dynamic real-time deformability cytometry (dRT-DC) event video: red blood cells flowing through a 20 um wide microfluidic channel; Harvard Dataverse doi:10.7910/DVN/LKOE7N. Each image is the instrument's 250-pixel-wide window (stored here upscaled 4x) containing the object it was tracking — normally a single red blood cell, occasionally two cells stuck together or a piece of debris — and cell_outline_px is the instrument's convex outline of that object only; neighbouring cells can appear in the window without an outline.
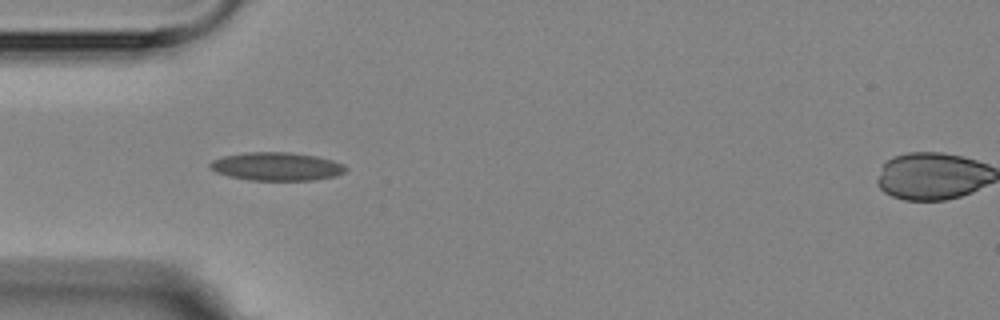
{"species": "Egyptian fruit bat (a non-hibernating species)", "species_latin": "Rousettus aegyptiacus", "temperature_condition": "room temperature", "stored_images_in_passage": 15, "segment_of_instrument_passage": [1, 2], "camera_frame_rate_fps": 3000, "um_per_image_px": 0.085, "animal": {"sex": "female"}, "frame": {"image": 1, "passage_image": 4, "time_ms": 4.333, "image_size_px": [1000, 320], "cell_outline_px": [[348, 168], [344, 172], [336, 176], [312, 180], [248, 180], [228, 176], [216, 172], [208, 168], [208, 164], [212, 160], [224, 156], [244, 152], [288, 152], [316, 156], [332, 160], [344, 164]], "centroid_in_image_um": [23.49, 14.15], "position_along_channel_um": 61.5, "area_um2": 22.48}}
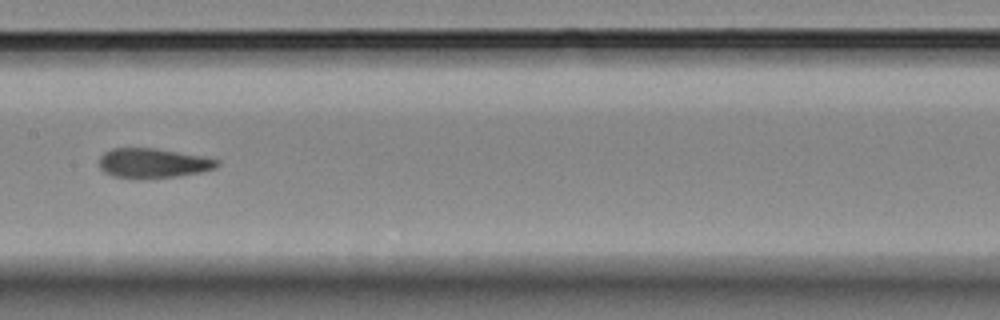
{"frame": {"image": 2, "passage_image": 7, "time_ms": 8.0, "image_size_px": [1000, 320], "cell_outline_px": [[220, 164], [216, 168], [200, 172], [176, 176], [112, 176], [104, 172], [100, 168], [100, 156], [104, 152], [112, 148], [156, 148], [204, 156], [220, 160]], "centroid_in_image_um": [13.05, 13.82], "position_along_channel_um": 194.4, "area_um2": 19.83}}
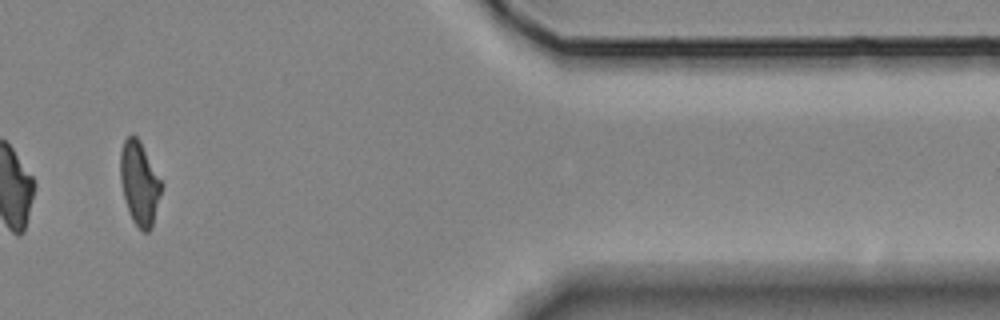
{"frame": {"image": 3, "passage_image": 12, "time_ms": 14.667, "image_size_px": [1000, 320], "cell_outline_px": [[164, 184], [152, 228], [148, 232], [144, 232], [132, 220], [124, 200], [120, 184], [120, 152], [124, 140], [132, 132], [140, 140]], "centroid_in_image_um": [11.86, 15.56], "position_along_channel_um": 399.5, "area_um2": 20.46}}